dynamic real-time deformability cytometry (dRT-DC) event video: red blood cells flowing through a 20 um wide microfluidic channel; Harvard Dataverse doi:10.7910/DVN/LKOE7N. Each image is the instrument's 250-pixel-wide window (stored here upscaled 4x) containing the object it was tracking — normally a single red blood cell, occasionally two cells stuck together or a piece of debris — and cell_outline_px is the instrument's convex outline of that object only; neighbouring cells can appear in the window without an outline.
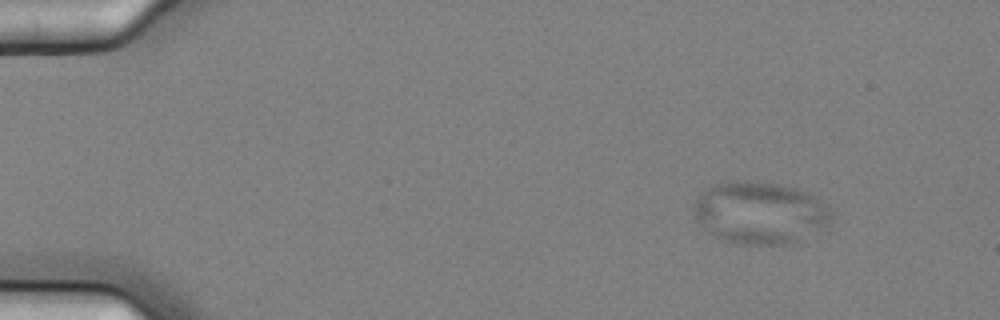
{"species": "common noctule bat (a hibernating species)", "species_latin": "Nyctalus noctula", "temperature_condition": "cold", "stored_images_in_passage": 4, "segment_of_instrument_passage": [1, 2], "camera_frame_rate_fps": 3000, "um_per_image_px": 0.085, "animal": {"sex": "female", "body_mass_g": 25.1}, "frame": {"image": 1, "passage_image": 1, "time_ms": 0.0, "image_size_px": [1000, 320], "cell_outline_px": [[828, 224], [792, 244], [744, 244], [720, 240], [696, 220], [692, 208], [696, 200], [712, 184], [728, 180], [736, 180], [780, 184], [800, 188], [808, 192], [820, 200], [828, 208]], "centroid_in_image_um": [64.55, 18.07], "position_along_channel_um": 20.4, "area_um2": 49.48}}